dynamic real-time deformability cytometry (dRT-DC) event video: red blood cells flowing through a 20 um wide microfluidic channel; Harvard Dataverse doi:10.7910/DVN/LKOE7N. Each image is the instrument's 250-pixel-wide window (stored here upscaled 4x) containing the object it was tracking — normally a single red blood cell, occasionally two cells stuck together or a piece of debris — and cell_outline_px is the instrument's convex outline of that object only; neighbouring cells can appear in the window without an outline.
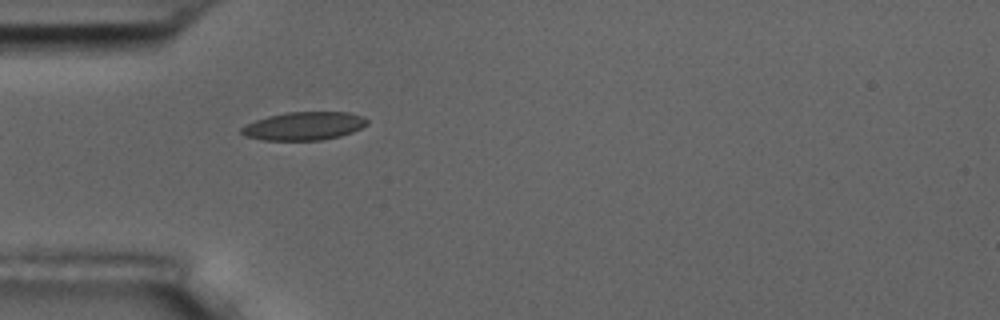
{"species": "common noctule bat (a hibernating species)", "species_latin": "Nyctalus noctula", "temperature_condition": "room temperature", "stored_images_in_passage": 1, "camera_frame_rate_fps": 3000, "um_per_image_px": 0.085, "animal": {"sex": "male", "body_mass_g": 17.5, "forearm_length_mm": 52.3}, "frame": {"image": 1, "passage_image": 1, "time_ms": 0.0, "image_size_px": [1000, 320], "cell_outline_px": [[368, 124], [352, 132], [340, 136], [320, 140], [260, 140], [244, 136], [240, 132], [240, 128], [256, 120], [268, 116], [288, 112], [348, 112], [364, 116], [368, 120]], "centroid_in_image_um": [25.84, 10.71], "position_along_channel_um": 59.2, "area_um2": 20.69}}